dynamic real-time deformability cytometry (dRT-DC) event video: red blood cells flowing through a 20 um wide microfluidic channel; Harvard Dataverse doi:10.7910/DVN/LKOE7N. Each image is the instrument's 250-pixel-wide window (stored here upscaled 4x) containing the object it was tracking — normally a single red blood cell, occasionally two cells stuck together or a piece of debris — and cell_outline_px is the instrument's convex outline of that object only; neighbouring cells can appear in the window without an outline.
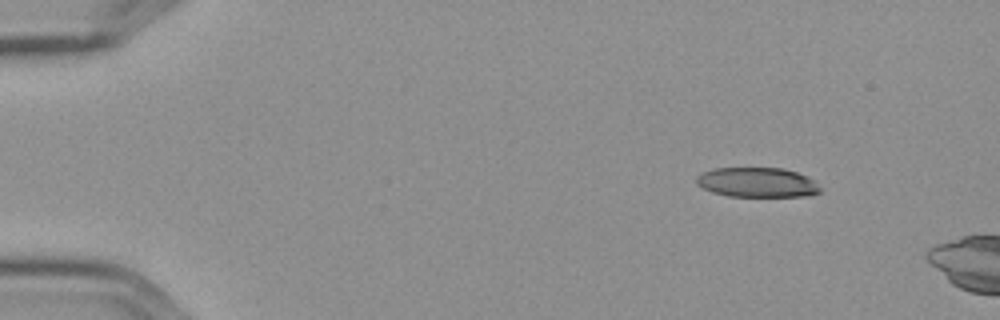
{"species": "Egyptian fruit bat (a non-hibernating species)", "species_latin": "Rousettus aegyptiacus", "temperature_condition": "cold", "stored_images_in_passage": 5, "camera_frame_rate_fps": 3000, "um_per_image_px": 0.085, "frame": {"image": 1, "passage_image": 1, "time_ms": 0.0, "image_size_px": [1000, 320], "cell_outline_px": [[820, 192], [808, 196], [728, 196], [712, 192], [696, 184], [696, 176], [712, 168], [780, 168], [796, 172], [812, 180], [820, 188]], "centroid_in_image_um": [64.32, 15.5], "position_along_channel_um": 20.7, "area_um2": 21.21}}
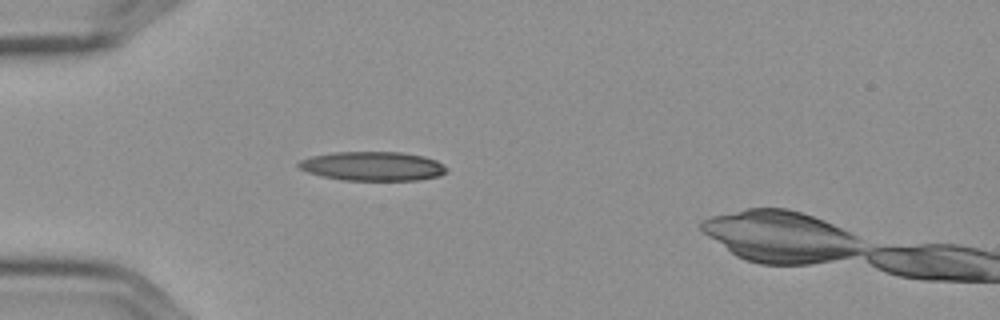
{"frame": {"image": 2, "passage_image": 4, "time_ms": 1.0, "image_size_px": [1000, 320], "cell_outline_px": [[448, 172], [440, 176], [420, 180], [344, 180], [320, 176], [308, 172], [300, 168], [296, 164], [300, 160], [312, 156], [336, 152], [400, 152], [424, 156], [436, 160], [444, 164], [448, 168]], "centroid_in_image_um": [31.73, 14.13], "position_along_channel_um": 53.3, "area_um2": 25.26}}